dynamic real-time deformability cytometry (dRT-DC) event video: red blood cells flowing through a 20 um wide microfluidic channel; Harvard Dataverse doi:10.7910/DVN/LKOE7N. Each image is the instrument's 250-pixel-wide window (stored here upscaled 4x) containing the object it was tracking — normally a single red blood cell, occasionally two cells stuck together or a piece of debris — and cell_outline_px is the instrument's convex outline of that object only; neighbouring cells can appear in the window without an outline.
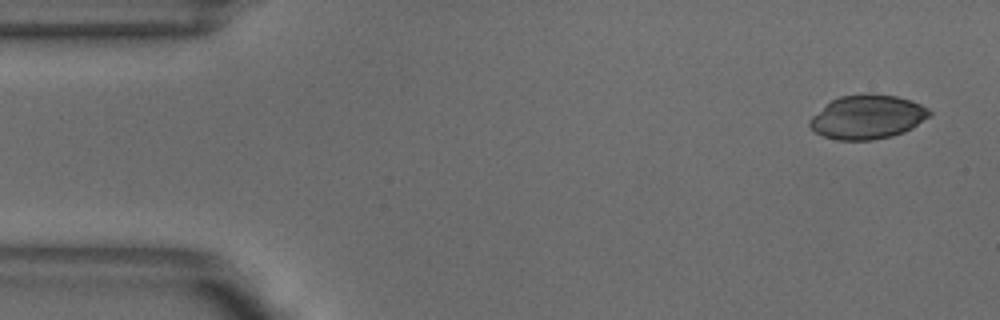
{"species": "common noctule bat (a hibernating species)", "species_latin": "Nyctalus noctula", "temperature_condition": "warm", "stored_images_in_passage": 49, "camera_frame_rate_fps": 3000, "um_per_image_px": 0.085, "animal": {"sex": "male", "body_mass_g": 18.8}, "frame": {"image": 1, "passage_image": 1, "time_ms": 0.0, "image_size_px": [1000, 320], "cell_outline_px": [[932, 116], [912, 128], [904, 132], [892, 136], [872, 140], [836, 140], [824, 136], [816, 132], [808, 124], [808, 120], [812, 116], [832, 100], [840, 96], [868, 92], [872, 92], [896, 96], [912, 100], [928, 108], [932, 112]], "centroid_in_image_um": [73.77, 9.93], "position_along_channel_um": 11.2, "area_um2": 31.04}}
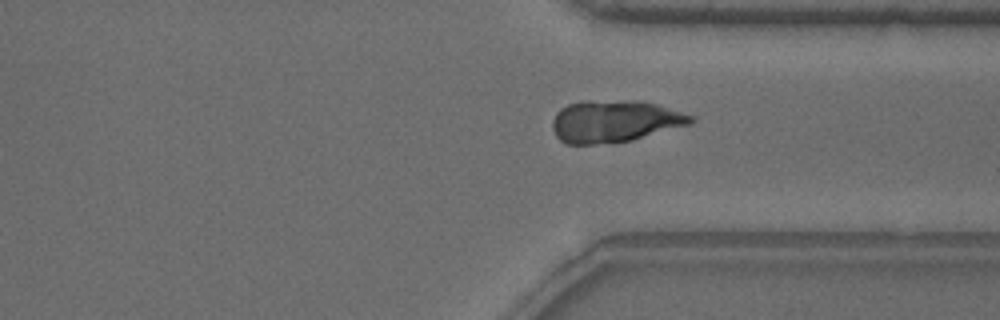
{"frame": {"image": 2, "passage_image": 36, "time_ms": 11.667, "image_size_px": [1000, 320], "cell_outline_px": [[696, 120], [692, 124], [632, 140], [592, 144], [564, 144], [556, 136], [552, 128], [552, 120], [556, 112], [560, 108], [568, 104], [580, 100], [636, 100], [656, 104], [692, 116]], "centroid_in_image_um": [52.2, 10.29], "position_along_channel_um": 359.2, "area_um2": 34.1}}
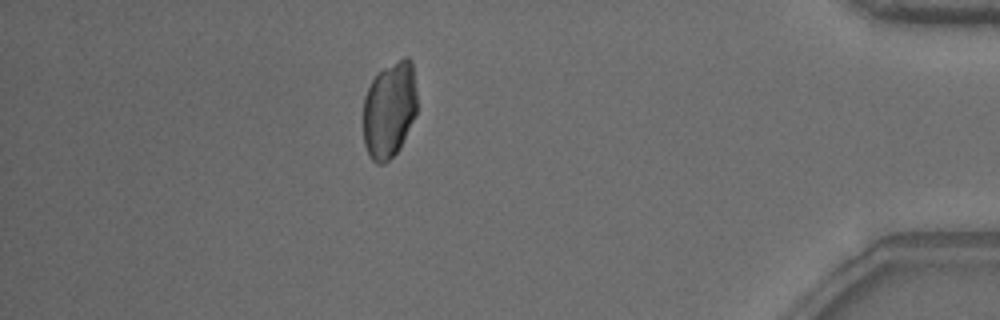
{"frame": {"image": 3, "passage_image": 43, "time_ms": 14.0, "image_size_px": [1000, 320], "cell_outline_px": [[416, 112], [400, 148], [384, 164], [376, 164], [368, 156], [364, 144], [364, 96], [372, 80], [384, 68], [404, 56], [408, 56], [412, 60], [416, 92]], "centroid_in_image_um": [33.09, 9.34], "position_along_channel_um": 402.1, "area_um2": 30.17}}